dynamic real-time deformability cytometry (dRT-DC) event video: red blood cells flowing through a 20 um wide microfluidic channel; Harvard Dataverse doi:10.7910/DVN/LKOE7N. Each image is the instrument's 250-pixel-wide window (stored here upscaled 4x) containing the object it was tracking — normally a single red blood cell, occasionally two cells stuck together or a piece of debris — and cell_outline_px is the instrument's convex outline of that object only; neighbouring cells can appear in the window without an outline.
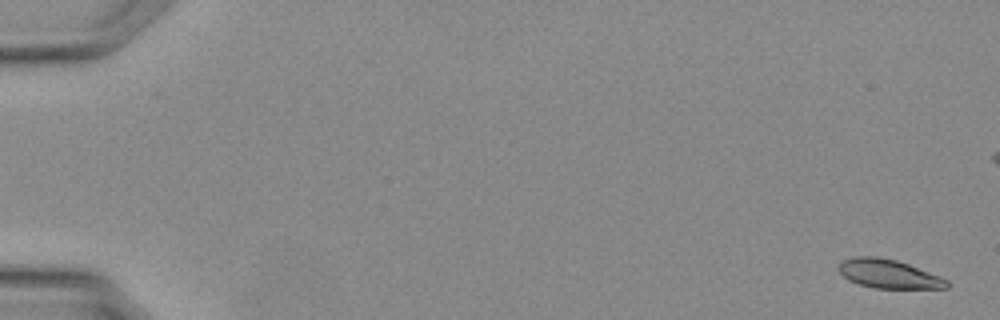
{"species": "Egyptian fruit bat (a non-hibernating species)", "species_latin": "Rousettus aegyptiacus", "temperature_condition": "warm", "stored_images_in_passage": 38, "camera_frame_rate_fps": 3000, "um_per_image_px": 0.085, "animal": {"sex": "female"}, "frame": {"image": 1, "passage_image": 2, "time_ms": 0.333, "image_size_px": [1000, 320], "cell_outline_px": [[948, 288], [872, 288], [848, 280], [836, 268], [844, 260], [856, 256], [876, 256], [896, 260], [908, 264], [940, 276], [948, 280]], "centroid_in_image_um": [75.52, 23.28], "position_along_channel_um": 9.5, "area_um2": 18.03}}
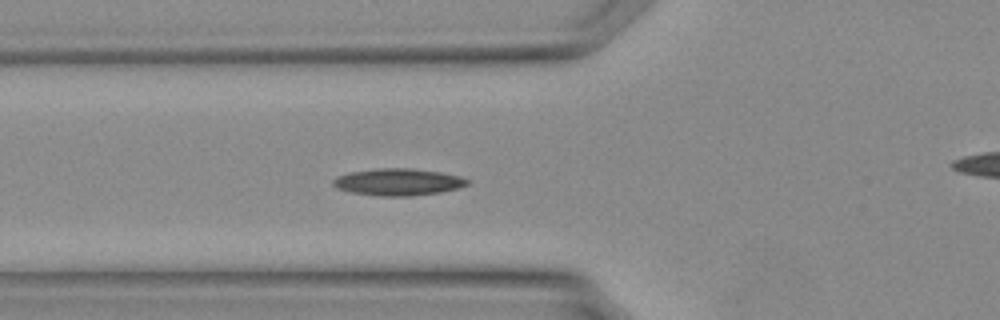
{"frame": {"image": 2, "passage_image": 15, "time_ms": 4.667, "image_size_px": [1000, 320], "cell_outline_px": [[468, 184], [460, 188], [440, 192], [412, 196], [380, 196], [352, 192], [336, 188], [332, 184], [332, 180], [336, 176], [348, 172], [376, 168], [412, 168], [440, 172], [460, 176], [468, 180]], "centroid_in_image_um": [33.81, 15.46], "position_along_channel_um": 92.0, "area_um2": 21.21}}
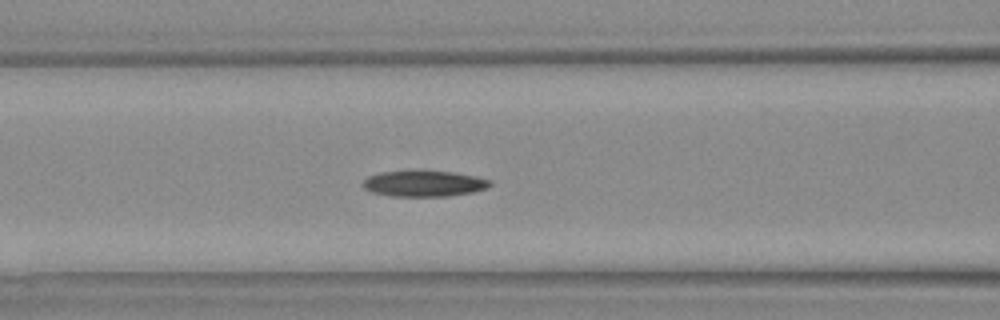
{"frame": {"image": 3, "passage_image": 17, "time_ms": 5.333, "image_size_px": [1000, 320], "cell_outline_px": [[492, 184], [484, 188], [472, 192], [448, 196], [392, 196], [372, 192], [364, 188], [360, 184], [368, 176], [380, 172], [452, 172], [476, 176], [492, 180]], "centroid_in_image_um": [36.02, 15.62], "position_along_channel_um": 130.6, "area_um2": 18.84}}